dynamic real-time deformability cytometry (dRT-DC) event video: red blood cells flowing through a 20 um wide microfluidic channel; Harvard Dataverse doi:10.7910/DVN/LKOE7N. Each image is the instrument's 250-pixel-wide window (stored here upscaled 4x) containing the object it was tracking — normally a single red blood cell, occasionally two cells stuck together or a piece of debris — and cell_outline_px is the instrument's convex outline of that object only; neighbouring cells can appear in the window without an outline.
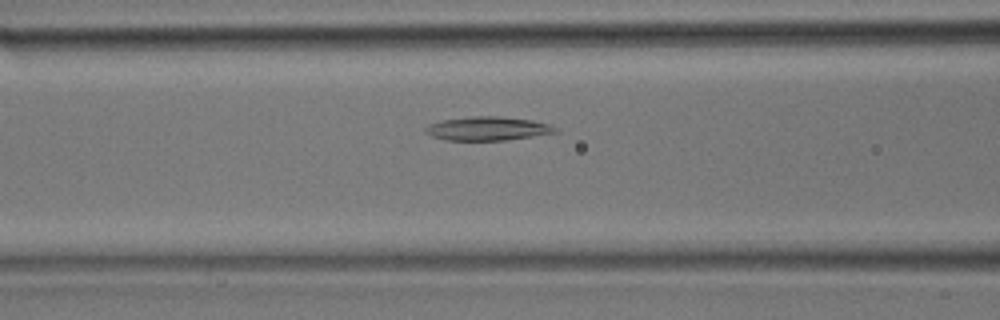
{"species": "common noctule bat (a hibernating species)", "species_latin": "Nyctalus noctula", "temperature_condition": "room temperature", "stored_images_in_passage": 26, "camera_frame_rate_fps": 3000, "um_per_image_px": 0.085, "animal": {"sex": "male", "body_mass_g": 17.9}, "frame": {"image": 1, "passage_image": 7, "time_ms": 2.0, "image_size_px": [1000, 320], "cell_outline_px": [[556, 132], [508, 140], [444, 140], [432, 136], [424, 132], [424, 128], [428, 124], [444, 120], [472, 116], [500, 116], [532, 120], [548, 124], [556, 128]], "centroid_in_image_um": [41.4, 10.93], "position_along_channel_um": 125.2, "area_um2": 17.86}}
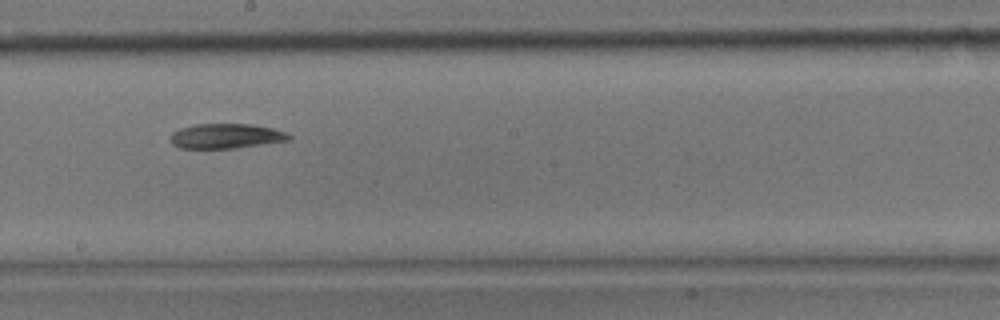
{"frame": {"image": 2, "passage_image": 12, "time_ms": 3.667, "image_size_px": [1000, 320], "cell_outline_px": [[292, 136], [288, 140], [236, 148], [180, 148], [172, 144], [172, 132], [180, 128], [196, 124], [252, 124], [272, 128], [284, 132]], "centroid_in_image_um": [19.2, 11.56], "position_along_channel_um": 229.0, "area_um2": 16.94}}
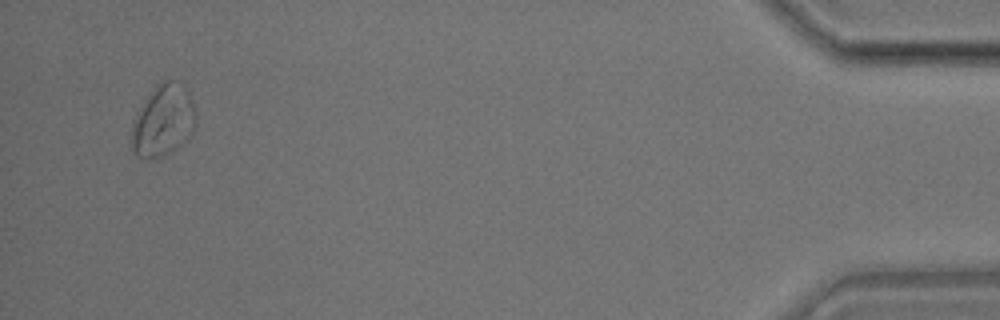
{"frame": {"image": 3, "passage_image": 25, "time_ms": 8.0, "image_size_px": [1000, 320], "cell_outline_px": [[196, 128], [188, 140], [172, 152], [156, 160], [140, 160], [136, 156], [132, 148], [132, 120], [156, 84], [160, 80], [180, 80], [188, 92], [192, 100], [196, 112]], "centroid_in_image_um": [13.89, 10.29], "position_along_channel_um": 421.3, "area_um2": 27.69}}